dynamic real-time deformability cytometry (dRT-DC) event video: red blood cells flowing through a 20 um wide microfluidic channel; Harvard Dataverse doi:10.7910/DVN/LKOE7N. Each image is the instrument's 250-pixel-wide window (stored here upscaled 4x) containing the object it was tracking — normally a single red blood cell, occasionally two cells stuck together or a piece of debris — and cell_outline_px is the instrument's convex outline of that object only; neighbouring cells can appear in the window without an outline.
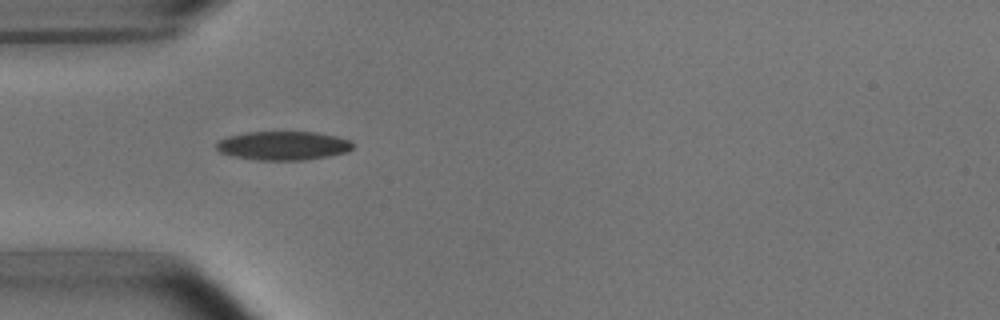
{"species": "common noctule bat (a hibernating species)", "species_latin": "Nyctalus noctula", "temperature_condition": "room temperature", "stored_images_in_passage": 2, "camera_frame_rate_fps": 3000, "um_per_image_px": 0.085, "animal": {"sex": "male", "body_mass_g": 15.6}, "frame": {"image": 1, "passage_image": 1, "time_ms": 0.0, "image_size_px": [1000, 320], "cell_outline_px": [[352, 148], [348, 152], [328, 156], [304, 160], [256, 160], [232, 156], [220, 152], [216, 148], [216, 144], [220, 140], [228, 136], [244, 132], [316, 132], [336, 136], [352, 140]], "centroid_in_image_um": [24.07, 12.38], "position_along_channel_um": 60.9, "area_um2": 23.0}}